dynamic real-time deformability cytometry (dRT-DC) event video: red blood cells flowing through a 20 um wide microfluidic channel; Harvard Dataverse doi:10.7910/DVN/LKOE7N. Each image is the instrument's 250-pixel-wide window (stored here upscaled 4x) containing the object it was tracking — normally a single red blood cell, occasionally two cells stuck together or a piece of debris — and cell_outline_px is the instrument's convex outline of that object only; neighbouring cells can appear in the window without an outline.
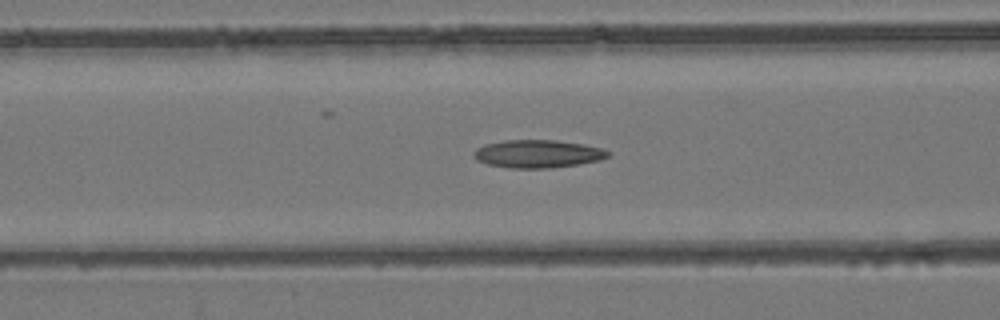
{"species": "common noctule bat (a hibernating species)", "species_latin": "Nyctalus noctula", "temperature_condition": "room temperature", "stored_images_in_passage": 43, "camera_frame_rate_fps": 3000, "um_per_image_px": 0.085, "animal": {"sex": "female", "body_mass_g": 24.6, "forearm_length_mm": 56.2}, "frame": {"image": 1, "passage_image": 10, "time_ms": 3.0, "image_size_px": [1000, 320], "cell_outline_px": [[612, 152], [608, 156], [600, 160], [580, 164], [552, 168], [508, 168], [488, 164], [476, 160], [472, 156], [472, 152], [476, 148], [484, 144], [504, 140], [556, 140], [584, 144], [600, 148]], "centroid_in_image_um": [45.68, 13.07], "position_along_channel_um": 120.9, "area_um2": 22.08}}
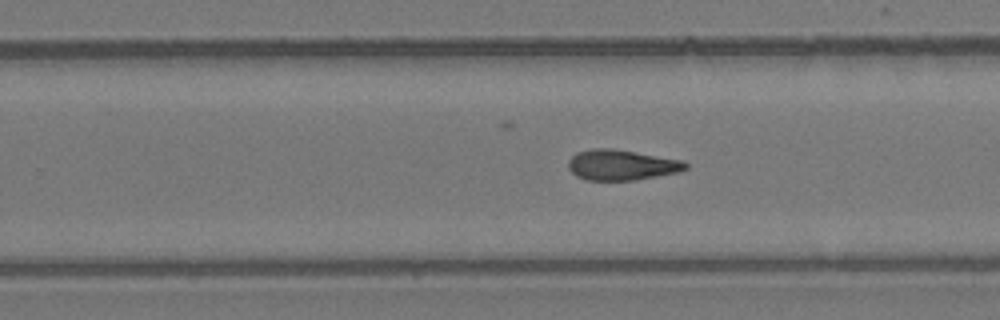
{"frame": {"image": 2, "passage_image": 22, "time_ms": 7.0, "image_size_px": [1000, 320], "cell_outline_px": [[688, 168], [680, 172], [632, 180], [584, 180], [576, 176], [568, 168], [568, 160], [576, 152], [592, 148], [612, 148], [684, 160], [688, 164]], "centroid_in_image_um": [52.83, 14.01], "position_along_channel_um": 277.0, "area_um2": 20.98}}
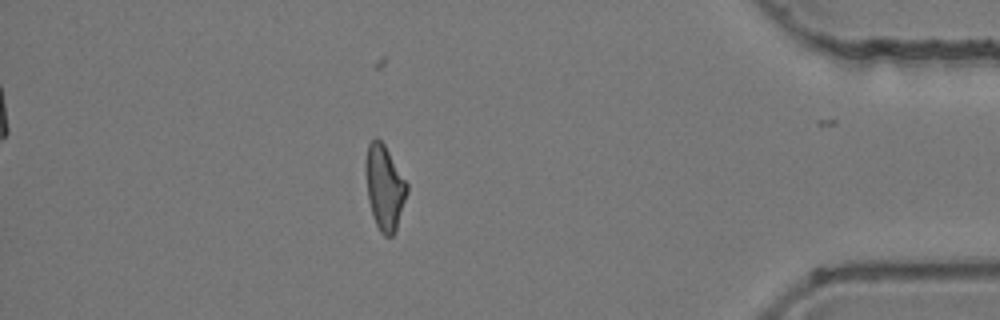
{"frame": {"image": 3, "passage_image": 35, "time_ms": 11.333, "image_size_px": [1000, 320], "cell_outline_px": [[408, 192], [396, 232], [392, 236], [384, 236], [380, 232], [372, 216], [368, 200], [364, 168], [364, 160], [368, 144], [376, 136], [384, 144], [408, 184]], "centroid_in_image_um": [32.67, 15.94], "position_along_channel_um": 402.5, "area_um2": 20.81}, "authors_computed_cell_mechanics": {"area_um2": 20.6346, "velocity_mm_per_s": 3.9038, "shape_relaxation_time_tau1_ms": 11.183, "shape_relaxation_time_tau2_ms": 4.2922, "deformation_change_tau1": 0.243, "deformation_change_tau2": 0.1427}}